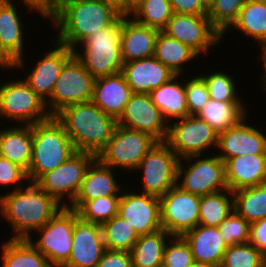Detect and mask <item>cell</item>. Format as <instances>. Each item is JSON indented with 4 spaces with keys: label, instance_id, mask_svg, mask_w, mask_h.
<instances>
[{
    "label": "cell",
    "instance_id": "54",
    "mask_svg": "<svg viewBox=\"0 0 266 267\" xmlns=\"http://www.w3.org/2000/svg\"><path fill=\"white\" fill-rule=\"evenodd\" d=\"M144 0H127L128 16H131L132 11Z\"/></svg>",
    "mask_w": 266,
    "mask_h": 267
},
{
    "label": "cell",
    "instance_id": "24",
    "mask_svg": "<svg viewBox=\"0 0 266 267\" xmlns=\"http://www.w3.org/2000/svg\"><path fill=\"white\" fill-rule=\"evenodd\" d=\"M133 94L122 72L95 80L92 102L118 120Z\"/></svg>",
    "mask_w": 266,
    "mask_h": 267
},
{
    "label": "cell",
    "instance_id": "39",
    "mask_svg": "<svg viewBox=\"0 0 266 267\" xmlns=\"http://www.w3.org/2000/svg\"><path fill=\"white\" fill-rule=\"evenodd\" d=\"M121 196H103L86 200L76 211L87 222L103 224L118 214Z\"/></svg>",
    "mask_w": 266,
    "mask_h": 267
},
{
    "label": "cell",
    "instance_id": "52",
    "mask_svg": "<svg viewBox=\"0 0 266 267\" xmlns=\"http://www.w3.org/2000/svg\"><path fill=\"white\" fill-rule=\"evenodd\" d=\"M15 66L16 61L6 52V50L0 44V69L2 67L13 70L12 68L16 69Z\"/></svg>",
    "mask_w": 266,
    "mask_h": 267
},
{
    "label": "cell",
    "instance_id": "56",
    "mask_svg": "<svg viewBox=\"0 0 266 267\" xmlns=\"http://www.w3.org/2000/svg\"><path fill=\"white\" fill-rule=\"evenodd\" d=\"M192 267H215L210 264L195 263Z\"/></svg>",
    "mask_w": 266,
    "mask_h": 267
},
{
    "label": "cell",
    "instance_id": "57",
    "mask_svg": "<svg viewBox=\"0 0 266 267\" xmlns=\"http://www.w3.org/2000/svg\"><path fill=\"white\" fill-rule=\"evenodd\" d=\"M253 1H256V2H260V3H264V4H266V0H253Z\"/></svg>",
    "mask_w": 266,
    "mask_h": 267
},
{
    "label": "cell",
    "instance_id": "8",
    "mask_svg": "<svg viewBox=\"0 0 266 267\" xmlns=\"http://www.w3.org/2000/svg\"><path fill=\"white\" fill-rule=\"evenodd\" d=\"M75 210L63 206L45 225L37 229L39 239L28 240L46 257L51 267H62L72 251Z\"/></svg>",
    "mask_w": 266,
    "mask_h": 267
},
{
    "label": "cell",
    "instance_id": "3",
    "mask_svg": "<svg viewBox=\"0 0 266 267\" xmlns=\"http://www.w3.org/2000/svg\"><path fill=\"white\" fill-rule=\"evenodd\" d=\"M70 137L74 149L98 155L108 144L117 120L92 101L72 104L55 115Z\"/></svg>",
    "mask_w": 266,
    "mask_h": 267
},
{
    "label": "cell",
    "instance_id": "46",
    "mask_svg": "<svg viewBox=\"0 0 266 267\" xmlns=\"http://www.w3.org/2000/svg\"><path fill=\"white\" fill-rule=\"evenodd\" d=\"M29 180L27 172L18 166L10 162L7 158L0 156V185L1 186H12L16 185L13 190L23 188L22 186H17L21 182ZM19 187V188H17Z\"/></svg>",
    "mask_w": 266,
    "mask_h": 267
},
{
    "label": "cell",
    "instance_id": "43",
    "mask_svg": "<svg viewBox=\"0 0 266 267\" xmlns=\"http://www.w3.org/2000/svg\"><path fill=\"white\" fill-rule=\"evenodd\" d=\"M170 238L164 249L162 267H192L195 261L190 245L185 238L183 236H171ZM171 241L172 243H170Z\"/></svg>",
    "mask_w": 266,
    "mask_h": 267
},
{
    "label": "cell",
    "instance_id": "1",
    "mask_svg": "<svg viewBox=\"0 0 266 267\" xmlns=\"http://www.w3.org/2000/svg\"><path fill=\"white\" fill-rule=\"evenodd\" d=\"M28 183L26 188L0 196V213L13 228L12 239H28L31 231L41 228L63 207L36 183Z\"/></svg>",
    "mask_w": 266,
    "mask_h": 267
},
{
    "label": "cell",
    "instance_id": "14",
    "mask_svg": "<svg viewBox=\"0 0 266 267\" xmlns=\"http://www.w3.org/2000/svg\"><path fill=\"white\" fill-rule=\"evenodd\" d=\"M159 199L161 227L171 236H183L198 225L200 196L175 185Z\"/></svg>",
    "mask_w": 266,
    "mask_h": 267
},
{
    "label": "cell",
    "instance_id": "15",
    "mask_svg": "<svg viewBox=\"0 0 266 267\" xmlns=\"http://www.w3.org/2000/svg\"><path fill=\"white\" fill-rule=\"evenodd\" d=\"M162 32L189 46L198 55L207 54L222 38L207 15L173 13Z\"/></svg>",
    "mask_w": 266,
    "mask_h": 267
},
{
    "label": "cell",
    "instance_id": "34",
    "mask_svg": "<svg viewBox=\"0 0 266 267\" xmlns=\"http://www.w3.org/2000/svg\"><path fill=\"white\" fill-rule=\"evenodd\" d=\"M232 27L257 40L260 49H266V4L248 0Z\"/></svg>",
    "mask_w": 266,
    "mask_h": 267
},
{
    "label": "cell",
    "instance_id": "49",
    "mask_svg": "<svg viewBox=\"0 0 266 267\" xmlns=\"http://www.w3.org/2000/svg\"><path fill=\"white\" fill-rule=\"evenodd\" d=\"M249 243L266 256V218L250 224Z\"/></svg>",
    "mask_w": 266,
    "mask_h": 267
},
{
    "label": "cell",
    "instance_id": "42",
    "mask_svg": "<svg viewBox=\"0 0 266 267\" xmlns=\"http://www.w3.org/2000/svg\"><path fill=\"white\" fill-rule=\"evenodd\" d=\"M200 76L206 82L210 99L221 102H241V98L236 94V82L226 72L214 71V73L207 75L203 73Z\"/></svg>",
    "mask_w": 266,
    "mask_h": 267
},
{
    "label": "cell",
    "instance_id": "11",
    "mask_svg": "<svg viewBox=\"0 0 266 267\" xmlns=\"http://www.w3.org/2000/svg\"><path fill=\"white\" fill-rule=\"evenodd\" d=\"M179 161L165 142H157L135 169L143 170L141 193L160 198L177 185Z\"/></svg>",
    "mask_w": 266,
    "mask_h": 267
},
{
    "label": "cell",
    "instance_id": "26",
    "mask_svg": "<svg viewBox=\"0 0 266 267\" xmlns=\"http://www.w3.org/2000/svg\"><path fill=\"white\" fill-rule=\"evenodd\" d=\"M183 237L190 245L195 263L221 265L228 246L224 242L218 227L197 225Z\"/></svg>",
    "mask_w": 266,
    "mask_h": 267
},
{
    "label": "cell",
    "instance_id": "44",
    "mask_svg": "<svg viewBox=\"0 0 266 267\" xmlns=\"http://www.w3.org/2000/svg\"><path fill=\"white\" fill-rule=\"evenodd\" d=\"M227 246L249 243L250 223L233 211L218 226Z\"/></svg>",
    "mask_w": 266,
    "mask_h": 267
},
{
    "label": "cell",
    "instance_id": "20",
    "mask_svg": "<svg viewBox=\"0 0 266 267\" xmlns=\"http://www.w3.org/2000/svg\"><path fill=\"white\" fill-rule=\"evenodd\" d=\"M54 49H49L35 64L31 73L24 78L30 88L45 102L52 95L56 80L65 64L74 56V50L56 41ZM47 97V98H46Z\"/></svg>",
    "mask_w": 266,
    "mask_h": 267
},
{
    "label": "cell",
    "instance_id": "45",
    "mask_svg": "<svg viewBox=\"0 0 266 267\" xmlns=\"http://www.w3.org/2000/svg\"><path fill=\"white\" fill-rule=\"evenodd\" d=\"M189 115H197L208 102L209 91L201 76L192 77L184 84Z\"/></svg>",
    "mask_w": 266,
    "mask_h": 267
},
{
    "label": "cell",
    "instance_id": "16",
    "mask_svg": "<svg viewBox=\"0 0 266 267\" xmlns=\"http://www.w3.org/2000/svg\"><path fill=\"white\" fill-rule=\"evenodd\" d=\"M117 124L150 134L158 142H165L169 125L149 94L141 93L131 95Z\"/></svg>",
    "mask_w": 266,
    "mask_h": 267
},
{
    "label": "cell",
    "instance_id": "17",
    "mask_svg": "<svg viewBox=\"0 0 266 267\" xmlns=\"http://www.w3.org/2000/svg\"><path fill=\"white\" fill-rule=\"evenodd\" d=\"M121 192L118 215L128 220L138 236L161 229L160 199L145 193Z\"/></svg>",
    "mask_w": 266,
    "mask_h": 267
},
{
    "label": "cell",
    "instance_id": "7",
    "mask_svg": "<svg viewBox=\"0 0 266 267\" xmlns=\"http://www.w3.org/2000/svg\"><path fill=\"white\" fill-rule=\"evenodd\" d=\"M95 80L74 55L63 67L51 97L45 102L48 113L55 116L69 105L91 101Z\"/></svg>",
    "mask_w": 266,
    "mask_h": 267
},
{
    "label": "cell",
    "instance_id": "50",
    "mask_svg": "<svg viewBox=\"0 0 266 267\" xmlns=\"http://www.w3.org/2000/svg\"><path fill=\"white\" fill-rule=\"evenodd\" d=\"M67 0H40V14L48 18L62 3Z\"/></svg>",
    "mask_w": 266,
    "mask_h": 267
},
{
    "label": "cell",
    "instance_id": "2",
    "mask_svg": "<svg viewBox=\"0 0 266 267\" xmlns=\"http://www.w3.org/2000/svg\"><path fill=\"white\" fill-rule=\"evenodd\" d=\"M119 17L102 0H67L48 18L52 19L59 32L54 42L75 50L84 39L110 27Z\"/></svg>",
    "mask_w": 266,
    "mask_h": 267
},
{
    "label": "cell",
    "instance_id": "30",
    "mask_svg": "<svg viewBox=\"0 0 266 267\" xmlns=\"http://www.w3.org/2000/svg\"><path fill=\"white\" fill-rule=\"evenodd\" d=\"M171 235L163 228L139 236L131 249L132 267H162L166 241Z\"/></svg>",
    "mask_w": 266,
    "mask_h": 267
},
{
    "label": "cell",
    "instance_id": "5",
    "mask_svg": "<svg viewBox=\"0 0 266 267\" xmlns=\"http://www.w3.org/2000/svg\"><path fill=\"white\" fill-rule=\"evenodd\" d=\"M121 34L122 16L110 27L98 30L84 39L80 44L82 53L74 50V55L95 79L122 72Z\"/></svg>",
    "mask_w": 266,
    "mask_h": 267
},
{
    "label": "cell",
    "instance_id": "40",
    "mask_svg": "<svg viewBox=\"0 0 266 267\" xmlns=\"http://www.w3.org/2000/svg\"><path fill=\"white\" fill-rule=\"evenodd\" d=\"M248 0H213L208 5V18L212 26L223 36L237 20L239 12Z\"/></svg>",
    "mask_w": 266,
    "mask_h": 267
},
{
    "label": "cell",
    "instance_id": "19",
    "mask_svg": "<svg viewBox=\"0 0 266 267\" xmlns=\"http://www.w3.org/2000/svg\"><path fill=\"white\" fill-rule=\"evenodd\" d=\"M246 118L218 133L217 148L222 152L217 156L223 162L236 156L266 154V134L264 136L262 129L245 123Z\"/></svg>",
    "mask_w": 266,
    "mask_h": 267
},
{
    "label": "cell",
    "instance_id": "31",
    "mask_svg": "<svg viewBox=\"0 0 266 267\" xmlns=\"http://www.w3.org/2000/svg\"><path fill=\"white\" fill-rule=\"evenodd\" d=\"M243 106L242 102H221L209 99L196 116L220 133L236 125L247 115V110Z\"/></svg>",
    "mask_w": 266,
    "mask_h": 267
},
{
    "label": "cell",
    "instance_id": "13",
    "mask_svg": "<svg viewBox=\"0 0 266 267\" xmlns=\"http://www.w3.org/2000/svg\"><path fill=\"white\" fill-rule=\"evenodd\" d=\"M95 158L92 153L76 151L61 166L46 172L35 183L61 205L68 206L63 200L68 198L70 203L75 200L85 171Z\"/></svg>",
    "mask_w": 266,
    "mask_h": 267
},
{
    "label": "cell",
    "instance_id": "4",
    "mask_svg": "<svg viewBox=\"0 0 266 267\" xmlns=\"http://www.w3.org/2000/svg\"><path fill=\"white\" fill-rule=\"evenodd\" d=\"M76 150L62 124L51 116L32 125V159L27 172L30 183L66 162Z\"/></svg>",
    "mask_w": 266,
    "mask_h": 267
},
{
    "label": "cell",
    "instance_id": "38",
    "mask_svg": "<svg viewBox=\"0 0 266 267\" xmlns=\"http://www.w3.org/2000/svg\"><path fill=\"white\" fill-rule=\"evenodd\" d=\"M172 15L169 0H144L131 13L136 22L159 31L166 27Z\"/></svg>",
    "mask_w": 266,
    "mask_h": 267
},
{
    "label": "cell",
    "instance_id": "36",
    "mask_svg": "<svg viewBox=\"0 0 266 267\" xmlns=\"http://www.w3.org/2000/svg\"><path fill=\"white\" fill-rule=\"evenodd\" d=\"M233 211V192L229 189L200 196L198 225L218 227Z\"/></svg>",
    "mask_w": 266,
    "mask_h": 267
},
{
    "label": "cell",
    "instance_id": "33",
    "mask_svg": "<svg viewBox=\"0 0 266 267\" xmlns=\"http://www.w3.org/2000/svg\"><path fill=\"white\" fill-rule=\"evenodd\" d=\"M197 56L199 55L189 46L159 31L154 57L176 75H182L184 64L190 63Z\"/></svg>",
    "mask_w": 266,
    "mask_h": 267
},
{
    "label": "cell",
    "instance_id": "12",
    "mask_svg": "<svg viewBox=\"0 0 266 267\" xmlns=\"http://www.w3.org/2000/svg\"><path fill=\"white\" fill-rule=\"evenodd\" d=\"M176 120L168 125L165 143L180 159L193 155L203 156L209 147H217L218 132L204 120L196 115Z\"/></svg>",
    "mask_w": 266,
    "mask_h": 267
},
{
    "label": "cell",
    "instance_id": "23",
    "mask_svg": "<svg viewBox=\"0 0 266 267\" xmlns=\"http://www.w3.org/2000/svg\"><path fill=\"white\" fill-rule=\"evenodd\" d=\"M112 167L103 165L95 158L85 171V175L80 190L68 207L77 210L86 200H91L103 196H121L122 189L115 179ZM119 194V195H118Z\"/></svg>",
    "mask_w": 266,
    "mask_h": 267
},
{
    "label": "cell",
    "instance_id": "21",
    "mask_svg": "<svg viewBox=\"0 0 266 267\" xmlns=\"http://www.w3.org/2000/svg\"><path fill=\"white\" fill-rule=\"evenodd\" d=\"M122 73L133 93L149 94L176 74L154 56L124 62Z\"/></svg>",
    "mask_w": 266,
    "mask_h": 267
},
{
    "label": "cell",
    "instance_id": "32",
    "mask_svg": "<svg viewBox=\"0 0 266 267\" xmlns=\"http://www.w3.org/2000/svg\"><path fill=\"white\" fill-rule=\"evenodd\" d=\"M2 267H51L28 239H10L2 246Z\"/></svg>",
    "mask_w": 266,
    "mask_h": 267
},
{
    "label": "cell",
    "instance_id": "25",
    "mask_svg": "<svg viewBox=\"0 0 266 267\" xmlns=\"http://www.w3.org/2000/svg\"><path fill=\"white\" fill-rule=\"evenodd\" d=\"M224 163L226 183L232 192L266 183V154L236 156Z\"/></svg>",
    "mask_w": 266,
    "mask_h": 267
},
{
    "label": "cell",
    "instance_id": "18",
    "mask_svg": "<svg viewBox=\"0 0 266 267\" xmlns=\"http://www.w3.org/2000/svg\"><path fill=\"white\" fill-rule=\"evenodd\" d=\"M105 250L101 225L82 220L75 210L72 251L62 267H96Z\"/></svg>",
    "mask_w": 266,
    "mask_h": 267
},
{
    "label": "cell",
    "instance_id": "28",
    "mask_svg": "<svg viewBox=\"0 0 266 267\" xmlns=\"http://www.w3.org/2000/svg\"><path fill=\"white\" fill-rule=\"evenodd\" d=\"M12 127L0 131V156L28 172L32 159V125Z\"/></svg>",
    "mask_w": 266,
    "mask_h": 267
},
{
    "label": "cell",
    "instance_id": "48",
    "mask_svg": "<svg viewBox=\"0 0 266 267\" xmlns=\"http://www.w3.org/2000/svg\"><path fill=\"white\" fill-rule=\"evenodd\" d=\"M96 267H132L131 252L106 249Z\"/></svg>",
    "mask_w": 266,
    "mask_h": 267
},
{
    "label": "cell",
    "instance_id": "22",
    "mask_svg": "<svg viewBox=\"0 0 266 267\" xmlns=\"http://www.w3.org/2000/svg\"><path fill=\"white\" fill-rule=\"evenodd\" d=\"M159 30L136 22L132 17H122L120 41L123 63L149 58L155 54Z\"/></svg>",
    "mask_w": 266,
    "mask_h": 267
},
{
    "label": "cell",
    "instance_id": "29",
    "mask_svg": "<svg viewBox=\"0 0 266 267\" xmlns=\"http://www.w3.org/2000/svg\"><path fill=\"white\" fill-rule=\"evenodd\" d=\"M180 76L175 75L149 93L152 102L162 112L168 123L170 119H180L189 115L184 84L175 81Z\"/></svg>",
    "mask_w": 266,
    "mask_h": 267
},
{
    "label": "cell",
    "instance_id": "41",
    "mask_svg": "<svg viewBox=\"0 0 266 267\" xmlns=\"http://www.w3.org/2000/svg\"><path fill=\"white\" fill-rule=\"evenodd\" d=\"M219 267H266V256L250 243L232 245Z\"/></svg>",
    "mask_w": 266,
    "mask_h": 267
},
{
    "label": "cell",
    "instance_id": "55",
    "mask_svg": "<svg viewBox=\"0 0 266 267\" xmlns=\"http://www.w3.org/2000/svg\"><path fill=\"white\" fill-rule=\"evenodd\" d=\"M261 54H262V58H260V59H262V61H263V65H264V73H263V76H261V79H263L264 80V82L265 83H263V86L265 87V89L264 90H266V49H261Z\"/></svg>",
    "mask_w": 266,
    "mask_h": 267
},
{
    "label": "cell",
    "instance_id": "27",
    "mask_svg": "<svg viewBox=\"0 0 266 267\" xmlns=\"http://www.w3.org/2000/svg\"><path fill=\"white\" fill-rule=\"evenodd\" d=\"M15 6L13 1L0 0V44L16 61L15 67L23 69L24 25Z\"/></svg>",
    "mask_w": 266,
    "mask_h": 267
},
{
    "label": "cell",
    "instance_id": "53",
    "mask_svg": "<svg viewBox=\"0 0 266 267\" xmlns=\"http://www.w3.org/2000/svg\"><path fill=\"white\" fill-rule=\"evenodd\" d=\"M12 1V0H7ZM21 3L26 5L27 9H31V11H36L37 13H40V0H21Z\"/></svg>",
    "mask_w": 266,
    "mask_h": 267
},
{
    "label": "cell",
    "instance_id": "47",
    "mask_svg": "<svg viewBox=\"0 0 266 267\" xmlns=\"http://www.w3.org/2000/svg\"><path fill=\"white\" fill-rule=\"evenodd\" d=\"M173 13L207 15L208 5L204 0H169Z\"/></svg>",
    "mask_w": 266,
    "mask_h": 267
},
{
    "label": "cell",
    "instance_id": "58",
    "mask_svg": "<svg viewBox=\"0 0 266 267\" xmlns=\"http://www.w3.org/2000/svg\"><path fill=\"white\" fill-rule=\"evenodd\" d=\"M207 5H209L213 0H204Z\"/></svg>",
    "mask_w": 266,
    "mask_h": 267
},
{
    "label": "cell",
    "instance_id": "37",
    "mask_svg": "<svg viewBox=\"0 0 266 267\" xmlns=\"http://www.w3.org/2000/svg\"><path fill=\"white\" fill-rule=\"evenodd\" d=\"M101 230L107 250L130 252L139 238L128 220L118 214L101 224Z\"/></svg>",
    "mask_w": 266,
    "mask_h": 267
},
{
    "label": "cell",
    "instance_id": "6",
    "mask_svg": "<svg viewBox=\"0 0 266 267\" xmlns=\"http://www.w3.org/2000/svg\"><path fill=\"white\" fill-rule=\"evenodd\" d=\"M157 142L150 134L117 124L107 146L96 158L105 166L133 171Z\"/></svg>",
    "mask_w": 266,
    "mask_h": 267
},
{
    "label": "cell",
    "instance_id": "10",
    "mask_svg": "<svg viewBox=\"0 0 266 267\" xmlns=\"http://www.w3.org/2000/svg\"><path fill=\"white\" fill-rule=\"evenodd\" d=\"M199 157L201 155H193L180 159L177 185L183 190L198 196L227 190L225 163L217 155L213 156V154L210 157ZM194 158H197V160ZM184 160L188 164L187 167L182 163Z\"/></svg>",
    "mask_w": 266,
    "mask_h": 267
},
{
    "label": "cell",
    "instance_id": "9",
    "mask_svg": "<svg viewBox=\"0 0 266 267\" xmlns=\"http://www.w3.org/2000/svg\"><path fill=\"white\" fill-rule=\"evenodd\" d=\"M0 117L33 125L48 120L45 101L21 80H11L0 87Z\"/></svg>",
    "mask_w": 266,
    "mask_h": 267
},
{
    "label": "cell",
    "instance_id": "51",
    "mask_svg": "<svg viewBox=\"0 0 266 267\" xmlns=\"http://www.w3.org/2000/svg\"><path fill=\"white\" fill-rule=\"evenodd\" d=\"M107 6H110L120 16H128L127 0H102Z\"/></svg>",
    "mask_w": 266,
    "mask_h": 267
},
{
    "label": "cell",
    "instance_id": "35",
    "mask_svg": "<svg viewBox=\"0 0 266 267\" xmlns=\"http://www.w3.org/2000/svg\"><path fill=\"white\" fill-rule=\"evenodd\" d=\"M234 211L250 224L266 218V183L233 192Z\"/></svg>",
    "mask_w": 266,
    "mask_h": 267
}]
</instances>
